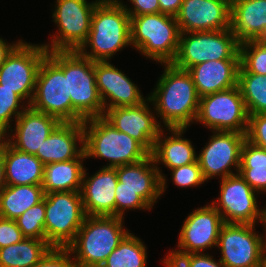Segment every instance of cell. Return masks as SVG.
<instances>
[{
  "label": "cell",
  "instance_id": "cell-28",
  "mask_svg": "<svg viewBox=\"0 0 266 267\" xmlns=\"http://www.w3.org/2000/svg\"><path fill=\"white\" fill-rule=\"evenodd\" d=\"M85 158L83 151L76 159L44 165L42 182L44 192L80 191Z\"/></svg>",
  "mask_w": 266,
  "mask_h": 267
},
{
  "label": "cell",
  "instance_id": "cell-7",
  "mask_svg": "<svg viewBox=\"0 0 266 267\" xmlns=\"http://www.w3.org/2000/svg\"><path fill=\"white\" fill-rule=\"evenodd\" d=\"M45 235L51 247L67 248L86 214L80 191L45 193Z\"/></svg>",
  "mask_w": 266,
  "mask_h": 267
},
{
  "label": "cell",
  "instance_id": "cell-19",
  "mask_svg": "<svg viewBox=\"0 0 266 267\" xmlns=\"http://www.w3.org/2000/svg\"><path fill=\"white\" fill-rule=\"evenodd\" d=\"M230 0H183L175 16L181 33L230 28Z\"/></svg>",
  "mask_w": 266,
  "mask_h": 267
},
{
  "label": "cell",
  "instance_id": "cell-32",
  "mask_svg": "<svg viewBox=\"0 0 266 267\" xmlns=\"http://www.w3.org/2000/svg\"><path fill=\"white\" fill-rule=\"evenodd\" d=\"M147 253L143 240L129 232L101 267H147Z\"/></svg>",
  "mask_w": 266,
  "mask_h": 267
},
{
  "label": "cell",
  "instance_id": "cell-36",
  "mask_svg": "<svg viewBox=\"0 0 266 267\" xmlns=\"http://www.w3.org/2000/svg\"><path fill=\"white\" fill-rule=\"evenodd\" d=\"M25 238H34L46 241L45 235V197L42 202L27 209L15 219Z\"/></svg>",
  "mask_w": 266,
  "mask_h": 267
},
{
  "label": "cell",
  "instance_id": "cell-3",
  "mask_svg": "<svg viewBox=\"0 0 266 267\" xmlns=\"http://www.w3.org/2000/svg\"><path fill=\"white\" fill-rule=\"evenodd\" d=\"M123 224V217L86 215L74 241L67 247L77 267H101L130 232Z\"/></svg>",
  "mask_w": 266,
  "mask_h": 267
},
{
  "label": "cell",
  "instance_id": "cell-18",
  "mask_svg": "<svg viewBox=\"0 0 266 267\" xmlns=\"http://www.w3.org/2000/svg\"><path fill=\"white\" fill-rule=\"evenodd\" d=\"M95 80L104 113L111 108L137 106L148 99L137 84L109 61L95 62Z\"/></svg>",
  "mask_w": 266,
  "mask_h": 267
},
{
  "label": "cell",
  "instance_id": "cell-20",
  "mask_svg": "<svg viewBox=\"0 0 266 267\" xmlns=\"http://www.w3.org/2000/svg\"><path fill=\"white\" fill-rule=\"evenodd\" d=\"M60 123L58 118L28 106L15 120L14 126L10 127L2 137L13 148L35 155L43 145L44 140Z\"/></svg>",
  "mask_w": 266,
  "mask_h": 267
},
{
  "label": "cell",
  "instance_id": "cell-46",
  "mask_svg": "<svg viewBox=\"0 0 266 267\" xmlns=\"http://www.w3.org/2000/svg\"><path fill=\"white\" fill-rule=\"evenodd\" d=\"M7 186L5 180V165L3 159V137H0V191Z\"/></svg>",
  "mask_w": 266,
  "mask_h": 267
},
{
  "label": "cell",
  "instance_id": "cell-15",
  "mask_svg": "<svg viewBox=\"0 0 266 267\" xmlns=\"http://www.w3.org/2000/svg\"><path fill=\"white\" fill-rule=\"evenodd\" d=\"M212 133L213 135L207 140L208 143L197 155L206 181L237 174L241 163L242 146L246 141V134L238 132L212 131Z\"/></svg>",
  "mask_w": 266,
  "mask_h": 267
},
{
  "label": "cell",
  "instance_id": "cell-31",
  "mask_svg": "<svg viewBox=\"0 0 266 267\" xmlns=\"http://www.w3.org/2000/svg\"><path fill=\"white\" fill-rule=\"evenodd\" d=\"M238 173L254 191L266 193V149L246 140L241 150Z\"/></svg>",
  "mask_w": 266,
  "mask_h": 267
},
{
  "label": "cell",
  "instance_id": "cell-33",
  "mask_svg": "<svg viewBox=\"0 0 266 267\" xmlns=\"http://www.w3.org/2000/svg\"><path fill=\"white\" fill-rule=\"evenodd\" d=\"M238 87L248 115L266 113V75L248 73L240 65Z\"/></svg>",
  "mask_w": 266,
  "mask_h": 267
},
{
  "label": "cell",
  "instance_id": "cell-29",
  "mask_svg": "<svg viewBox=\"0 0 266 267\" xmlns=\"http://www.w3.org/2000/svg\"><path fill=\"white\" fill-rule=\"evenodd\" d=\"M44 196L42 185H7L0 191V217L15 220Z\"/></svg>",
  "mask_w": 266,
  "mask_h": 267
},
{
  "label": "cell",
  "instance_id": "cell-17",
  "mask_svg": "<svg viewBox=\"0 0 266 267\" xmlns=\"http://www.w3.org/2000/svg\"><path fill=\"white\" fill-rule=\"evenodd\" d=\"M149 105L152 106L148 98L137 106L107 109L103 117L118 131L128 134L151 153L154 142L163 127L159 124L155 111Z\"/></svg>",
  "mask_w": 266,
  "mask_h": 267
},
{
  "label": "cell",
  "instance_id": "cell-9",
  "mask_svg": "<svg viewBox=\"0 0 266 267\" xmlns=\"http://www.w3.org/2000/svg\"><path fill=\"white\" fill-rule=\"evenodd\" d=\"M53 22L58 28L50 42L42 45L50 51H77L86 41L91 18L98 4L87 0H55Z\"/></svg>",
  "mask_w": 266,
  "mask_h": 267
},
{
  "label": "cell",
  "instance_id": "cell-2",
  "mask_svg": "<svg viewBox=\"0 0 266 267\" xmlns=\"http://www.w3.org/2000/svg\"><path fill=\"white\" fill-rule=\"evenodd\" d=\"M123 3L109 0L96 5L88 37L77 50L80 55L94 62L110 61L117 52L131 46L130 15Z\"/></svg>",
  "mask_w": 266,
  "mask_h": 267
},
{
  "label": "cell",
  "instance_id": "cell-22",
  "mask_svg": "<svg viewBox=\"0 0 266 267\" xmlns=\"http://www.w3.org/2000/svg\"><path fill=\"white\" fill-rule=\"evenodd\" d=\"M187 130V128H166V130L163 128L154 142L153 151L150 154L161 177V195L165 194L168 179L159 164L170 170L197 161L196 148L190 139L183 137ZM165 131H169L170 136L166 135Z\"/></svg>",
  "mask_w": 266,
  "mask_h": 267
},
{
  "label": "cell",
  "instance_id": "cell-14",
  "mask_svg": "<svg viewBox=\"0 0 266 267\" xmlns=\"http://www.w3.org/2000/svg\"><path fill=\"white\" fill-rule=\"evenodd\" d=\"M219 188V197L210 204L221 214L224 223L265 225L266 208H259V193L239 173L220 179Z\"/></svg>",
  "mask_w": 266,
  "mask_h": 267
},
{
  "label": "cell",
  "instance_id": "cell-35",
  "mask_svg": "<svg viewBox=\"0 0 266 267\" xmlns=\"http://www.w3.org/2000/svg\"><path fill=\"white\" fill-rule=\"evenodd\" d=\"M28 106L18 94L0 85V137L8 132Z\"/></svg>",
  "mask_w": 266,
  "mask_h": 267
},
{
  "label": "cell",
  "instance_id": "cell-10",
  "mask_svg": "<svg viewBox=\"0 0 266 267\" xmlns=\"http://www.w3.org/2000/svg\"><path fill=\"white\" fill-rule=\"evenodd\" d=\"M68 86L71 122L104 116V104L95 80V62L68 51Z\"/></svg>",
  "mask_w": 266,
  "mask_h": 267
},
{
  "label": "cell",
  "instance_id": "cell-41",
  "mask_svg": "<svg viewBox=\"0 0 266 267\" xmlns=\"http://www.w3.org/2000/svg\"><path fill=\"white\" fill-rule=\"evenodd\" d=\"M246 140L266 149V113L249 115Z\"/></svg>",
  "mask_w": 266,
  "mask_h": 267
},
{
  "label": "cell",
  "instance_id": "cell-48",
  "mask_svg": "<svg viewBox=\"0 0 266 267\" xmlns=\"http://www.w3.org/2000/svg\"><path fill=\"white\" fill-rule=\"evenodd\" d=\"M97 3H103V2H106V1H109V0H95Z\"/></svg>",
  "mask_w": 266,
  "mask_h": 267
},
{
  "label": "cell",
  "instance_id": "cell-8",
  "mask_svg": "<svg viewBox=\"0 0 266 267\" xmlns=\"http://www.w3.org/2000/svg\"><path fill=\"white\" fill-rule=\"evenodd\" d=\"M239 44L231 28L180 33L177 55L172 64L188 70L206 61L240 59Z\"/></svg>",
  "mask_w": 266,
  "mask_h": 267
},
{
  "label": "cell",
  "instance_id": "cell-6",
  "mask_svg": "<svg viewBox=\"0 0 266 267\" xmlns=\"http://www.w3.org/2000/svg\"><path fill=\"white\" fill-rule=\"evenodd\" d=\"M131 48L160 64L174 61L179 47L180 30L175 17L151 13L130 16Z\"/></svg>",
  "mask_w": 266,
  "mask_h": 267
},
{
  "label": "cell",
  "instance_id": "cell-4",
  "mask_svg": "<svg viewBox=\"0 0 266 267\" xmlns=\"http://www.w3.org/2000/svg\"><path fill=\"white\" fill-rule=\"evenodd\" d=\"M83 129L86 159L107 160L103 167L133 164L150 154L137 140L118 131L103 116L84 120Z\"/></svg>",
  "mask_w": 266,
  "mask_h": 267
},
{
  "label": "cell",
  "instance_id": "cell-47",
  "mask_svg": "<svg viewBox=\"0 0 266 267\" xmlns=\"http://www.w3.org/2000/svg\"><path fill=\"white\" fill-rule=\"evenodd\" d=\"M260 267H266V253H265V255L263 256V259H262V262H261Z\"/></svg>",
  "mask_w": 266,
  "mask_h": 267
},
{
  "label": "cell",
  "instance_id": "cell-21",
  "mask_svg": "<svg viewBox=\"0 0 266 267\" xmlns=\"http://www.w3.org/2000/svg\"><path fill=\"white\" fill-rule=\"evenodd\" d=\"M85 168L81 197L88 216H115V189L118 183L117 167H103L89 177Z\"/></svg>",
  "mask_w": 266,
  "mask_h": 267
},
{
  "label": "cell",
  "instance_id": "cell-37",
  "mask_svg": "<svg viewBox=\"0 0 266 267\" xmlns=\"http://www.w3.org/2000/svg\"><path fill=\"white\" fill-rule=\"evenodd\" d=\"M209 253L168 254L162 260L165 267H225Z\"/></svg>",
  "mask_w": 266,
  "mask_h": 267
},
{
  "label": "cell",
  "instance_id": "cell-49",
  "mask_svg": "<svg viewBox=\"0 0 266 267\" xmlns=\"http://www.w3.org/2000/svg\"><path fill=\"white\" fill-rule=\"evenodd\" d=\"M266 208V205H265ZM265 227H266V210H265Z\"/></svg>",
  "mask_w": 266,
  "mask_h": 267
},
{
  "label": "cell",
  "instance_id": "cell-45",
  "mask_svg": "<svg viewBox=\"0 0 266 267\" xmlns=\"http://www.w3.org/2000/svg\"><path fill=\"white\" fill-rule=\"evenodd\" d=\"M22 41L16 40V42H8L0 37V66L5 62L7 56L12 52V50Z\"/></svg>",
  "mask_w": 266,
  "mask_h": 267
},
{
  "label": "cell",
  "instance_id": "cell-5",
  "mask_svg": "<svg viewBox=\"0 0 266 267\" xmlns=\"http://www.w3.org/2000/svg\"><path fill=\"white\" fill-rule=\"evenodd\" d=\"M29 106L36 111L52 115L61 122H71L68 51H50L44 57Z\"/></svg>",
  "mask_w": 266,
  "mask_h": 267
},
{
  "label": "cell",
  "instance_id": "cell-26",
  "mask_svg": "<svg viewBox=\"0 0 266 267\" xmlns=\"http://www.w3.org/2000/svg\"><path fill=\"white\" fill-rule=\"evenodd\" d=\"M230 28L239 43L266 39V0L232 1Z\"/></svg>",
  "mask_w": 266,
  "mask_h": 267
},
{
  "label": "cell",
  "instance_id": "cell-44",
  "mask_svg": "<svg viewBox=\"0 0 266 267\" xmlns=\"http://www.w3.org/2000/svg\"><path fill=\"white\" fill-rule=\"evenodd\" d=\"M160 13L175 17L180 10L183 0H158Z\"/></svg>",
  "mask_w": 266,
  "mask_h": 267
},
{
  "label": "cell",
  "instance_id": "cell-25",
  "mask_svg": "<svg viewBox=\"0 0 266 267\" xmlns=\"http://www.w3.org/2000/svg\"><path fill=\"white\" fill-rule=\"evenodd\" d=\"M240 59L206 61L187 71L200 97L224 91L238 85Z\"/></svg>",
  "mask_w": 266,
  "mask_h": 267
},
{
  "label": "cell",
  "instance_id": "cell-30",
  "mask_svg": "<svg viewBox=\"0 0 266 267\" xmlns=\"http://www.w3.org/2000/svg\"><path fill=\"white\" fill-rule=\"evenodd\" d=\"M50 248L45 240L24 238L0 249V267H33Z\"/></svg>",
  "mask_w": 266,
  "mask_h": 267
},
{
  "label": "cell",
  "instance_id": "cell-1",
  "mask_svg": "<svg viewBox=\"0 0 266 267\" xmlns=\"http://www.w3.org/2000/svg\"><path fill=\"white\" fill-rule=\"evenodd\" d=\"M162 65L163 74L148 94L157 119L160 118L158 122L165 129L190 128L196 120L200 101L193 79L187 70L172 63Z\"/></svg>",
  "mask_w": 266,
  "mask_h": 267
},
{
  "label": "cell",
  "instance_id": "cell-11",
  "mask_svg": "<svg viewBox=\"0 0 266 267\" xmlns=\"http://www.w3.org/2000/svg\"><path fill=\"white\" fill-rule=\"evenodd\" d=\"M255 224L224 223L221 226L217 248L219 260L225 267H260L266 253L264 235L256 232Z\"/></svg>",
  "mask_w": 266,
  "mask_h": 267
},
{
  "label": "cell",
  "instance_id": "cell-24",
  "mask_svg": "<svg viewBox=\"0 0 266 267\" xmlns=\"http://www.w3.org/2000/svg\"><path fill=\"white\" fill-rule=\"evenodd\" d=\"M116 188L135 191L151 208L161 195V177L149 154L145 159L117 167Z\"/></svg>",
  "mask_w": 266,
  "mask_h": 267
},
{
  "label": "cell",
  "instance_id": "cell-38",
  "mask_svg": "<svg viewBox=\"0 0 266 267\" xmlns=\"http://www.w3.org/2000/svg\"><path fill=\"white\" fill-rule=\"evenodd\" d=\"M172 184L179 188L198 187L207 182L202 174L198 160L188 165L170 169Z\"/></svg>",
  "mask_w": 266,
  "mask_h": 267
},
{
  "label": "cell",
  "instance_id": "cell-43",
  "mask_svg": "<svg viewBox=\"0 0 266 267\" xmlns=\"http://www.w3.org/2000/svg\"><path fill=\"white\" fill-rule=\"evenodd\" d=\"M132 7L123 4L126 12L130 16L146 15L151 13H160L158 0H128Z\"/></svg>",
  "mask_w": 266,
  "mask_h": 267
},
{
  "label": "cell",
  "instance_id": "cell-42",
  "mask_svg": "<svg viewBox=\"0 0 266 267\" xmlns=\"http://www.w3.org/2000/svg\"><path fill=\"white\" fill-rule=\"evenodd\" d=\"M24 238L15 220L0 217V249L17 244Z\"/></svg>",
  "mask_w": 266,
  "mask_h": 267
},
{
  "label": "cell",
  "instance_id": "cell-34",
  "mask_svg": "<svg viewBox=\"0 0 266 267\" xmlns=\"http://www.w3.org/2000/svg\"><path fill=\"white\" fill-rule=\"evenodd\" d=\"M240 65L248 72L266 75V39L239 44Z\"/></svg>",
  "mask_w": 266,
  "mask_h": 267
},
{
  "label": "cell",
  "instance_id": "cell-40",
  "mask_svg": "<svg viewBox=\"0 0 266 267\" xmlns=\"http://www.w3.org/2000/svg\"><path fill=\"white\" fill-rule=\"evenodd\" d=\"M33 267H77L68 248L51 247Z\"/></svg>",
  "mask_w": 266,
  "mask_h": 267
},
{
  "label": "cell",
  "instance_id": "cell-27",
  "mask_svg": "<svg viewBox=\"0 0 266 267\" xmlns=\"http://www.w3.org/2000/svg\"><path fill=\"white\" fill-rule=\"evenodd\" d=\"M3 159L7 185H42L44 164L35 155L13 148L3 138Z\"/></svg>",
  "mask_w": 266,
  "mask_h": 267
},
{
  "label": "cell",
  "instance_id": "cell-39",
  "mask_svg": "<svg viewBox=\"0 0 266 267\" xmlns=\"http://www.w3.org/2000/svg\"><path fill=\"white\" fill-rule=\"evenodd\" d=\"M127 210H152V208L133 190L115 189V216L125 218ZM126 211V212H125Z\"/></svg>",
  "mask_w": 266,
  "mask_h": 267
},
{
  "label": "cell",
  "instance_id": "cell-23",
  "mask_svg": "<svg viewBox=\"0 0 266 267\" xmlns=\"http://www.w3.org/2000/svg\"><path fill=\"white\" fill-rule=\"evenodd\" d=\"M83 151V122H61L35 156L46 165L76 159Z\"/></svg>",
  "mask_w": 266,
  "mask_h": 267
},
{
  "label": "cell",
  "instance_id": "cell-16",
  "mask_svg": "<svg viewBox=\"0 0 266 267\" xmlns=\"http://www.w3.org/2000/svg\"><path fill=\"white\" fill-rule=\"evenodd\" d=\"M223 224L221 214L211 204L194 209L183 221L178 234V248L168 254L204 253L217 247Z\"/></svg>",
  "mask_w": 266,
  "mask_h": 267
},
{
  "label": "cell",
  "instance_id": "cell-13",
  "mask_svg": "<svg viewBox=\"0 0 266 267\" xmlns=\"http://www.w3.org/2000/svg\"><path fill=\"white\" fill-rule=\"evenodd\" d=\"M47 54L42 44L22 40L0 66V85L12 90L30 105L40 64Z\"/></svg>",
  "mask_w": 266,
  "mask_h": 267
},
{
  "label": "cell",
  "instance_id": "cell-12",
  "mask_svg": "<svg viewBox=\"0 0 266 267\" xmlns=\"http://www.w3.org/2000/svg\"><path fill=\"white\" fill-rule=\"evenodd\" d=\"M249 115L237 86L200 97L195 123L210 131H233L246 134Z\"/></svg>",
  "mask_w": 266,
  "mask_h": 267
}]
</instances>
